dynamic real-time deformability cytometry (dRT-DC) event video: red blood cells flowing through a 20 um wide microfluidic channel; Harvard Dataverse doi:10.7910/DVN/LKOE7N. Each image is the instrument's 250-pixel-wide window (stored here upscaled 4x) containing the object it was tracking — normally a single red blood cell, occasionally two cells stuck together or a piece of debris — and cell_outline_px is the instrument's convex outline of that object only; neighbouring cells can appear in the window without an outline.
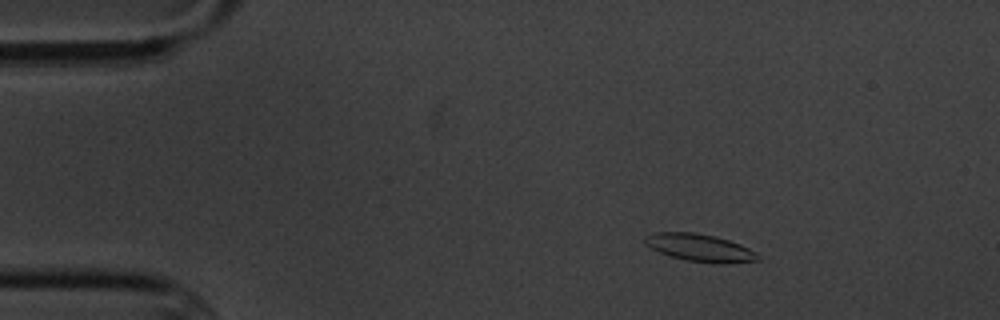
{"species": "common noctule bat (a hibernating species)", "species_latin": "Nyctalus noctula", "temperature_condition": "cold", "stored_images_in_passage": 4, "camera_frame_rate_fps": 3000, "um_per_image_px": 0.085, "animal": {"sex": "male", "body_mass_g": 20.1, "forearm_length_mm": 53.5}, "frame": {"image": 1, "passage_image": 2, "time_ms": 2.0, "image_size_px": [1000, 320], "cell_outline_px": [[760, 260], [720, 264], [716, 264], [684, 260], [660, 252], [644, 244], [644, 236], [652, 232], [696, 232], [716, 236], [740, 244], [756, 252]], "centroid_in_image_um": [59.46, 21.05], "position_along_channel_um": 25.5, "area_um2": 18.21}}